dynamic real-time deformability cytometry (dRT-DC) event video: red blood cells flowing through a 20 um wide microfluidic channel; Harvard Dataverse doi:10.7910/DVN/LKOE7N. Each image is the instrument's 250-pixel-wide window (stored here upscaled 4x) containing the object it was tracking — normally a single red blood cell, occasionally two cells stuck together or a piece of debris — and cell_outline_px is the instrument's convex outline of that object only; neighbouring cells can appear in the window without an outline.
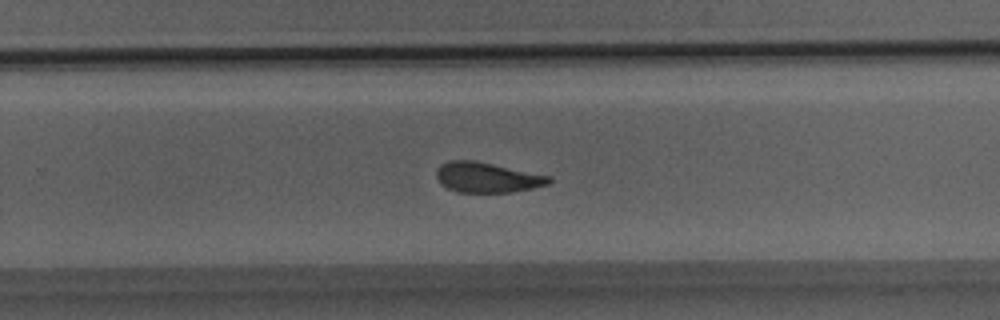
{"species": "Egyptian fruit bat (a non-hibernating species)", "species_latin": "Rousettus aegyptiacus", "temperature_condition": "room temperature", "stored_images_in_passage": 27, "camera_frame_rate_fps": 3000, "um_per_image_px": 0.085, "animal": {"sex": "male"}, "frame": {"image": 1, "passage_image": 14, "time_ms": 4.333, "image_size_px": [1000, 320], "cell_outline_px": [[552, 180], [548, 184], [532, 188], [512, 192], [456, 192], [440, 184], [436, 176], [436, 172], [440, 164], [448, 160], [476, 160], [552, 176]], "centroid_in_image_um": [41.39, 15.07], "position_along_channel_um": 288.4, "area_um2": 20.0}}
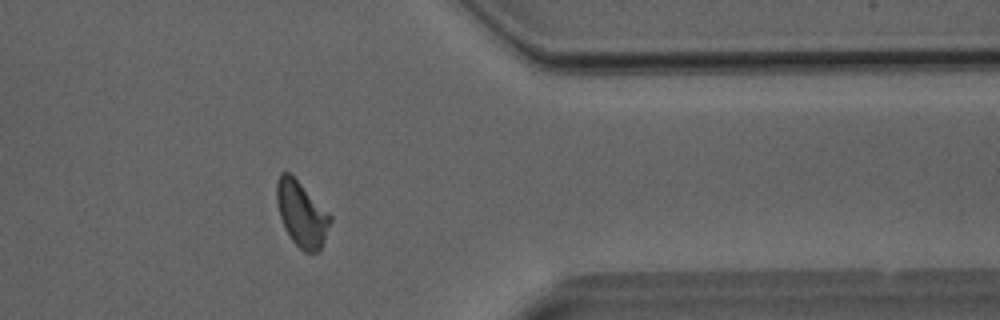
{"frame": {"image": 2, "passage_image": 20, "time_ms": 6.333, "image_size_px": [1000, 320], "cell_outline_px": [[332, 220], [320, 252], [304, 252], [292, 240], [284, 228], [280, 216], [276, 200], [276, 180], [280, 172], [288, 172], [332, 216]], "centroid_in_image_um": [25.63, 18.21], "position_along_channel_um": 385.8, "area_um2": 20.17}}
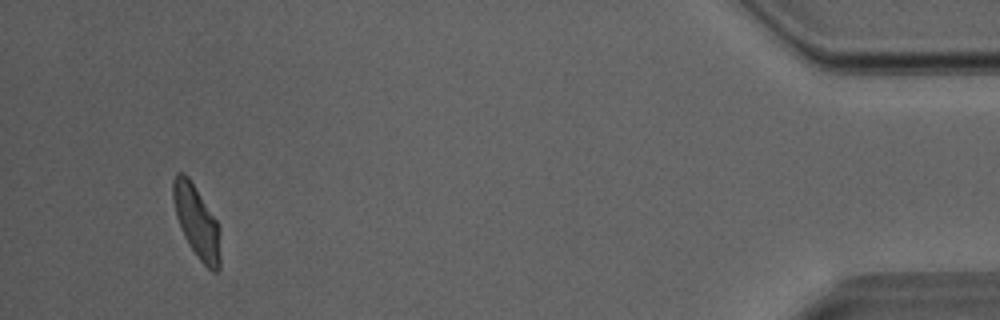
{"frame": {"image": 3, "passage_image": 25, "time_ms": 8.0, "image_size_px": [1000, 320], "cell_outline_px": [[220, 268], [216, 272], [212, 272], [200, 260], [184, 236], [176, 216], [172, 200], [172, 180], [176, 172], [184, 172], [188, 176], [216, 220], [220, 228]], "centroid_in_image_um": [16.71, 18.82], "position_along_channel_um": 418.5, "area_um2": 19.88}}